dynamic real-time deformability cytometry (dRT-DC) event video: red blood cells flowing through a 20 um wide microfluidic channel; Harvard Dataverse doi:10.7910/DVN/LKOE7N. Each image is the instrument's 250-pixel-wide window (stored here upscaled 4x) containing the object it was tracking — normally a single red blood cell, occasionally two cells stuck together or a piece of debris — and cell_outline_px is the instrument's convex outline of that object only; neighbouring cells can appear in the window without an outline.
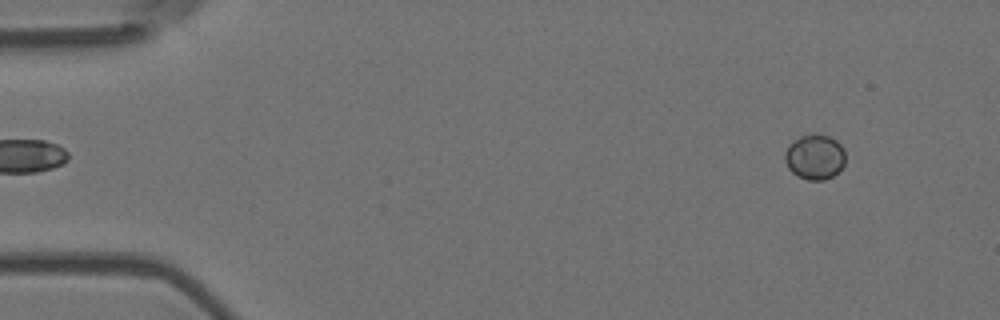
{"species": "Egyptian fruit bat (a non-hibernating species)", "species_latin": "Rousettus aegyptiacus", "temperature_condition": "room temperature", "stored_images_in_passage": 51, "camera_frame_rate_fps": 3000, "um_per_image_px": 0.085, "animal": {"sex": "female"}, "frame": {"image": 1, "passage_image": 1, "time_ms": 0.0, "image_size_px": [1000, 320], "cell_outline_px": [[844, 164], [832, 176], [824, 180], [808, 180], [792, 172], [788, 168], [784, 160], [784, 152], [788, 144], [792, 140], [800, 136], [812, 132], [816, 132], [828, 136], [836, 140], [844, 148]], "centroid_in_image_um": [69.22, 13.29], "position_along_channel_um": 15.8, "area_um2": 16.13}}
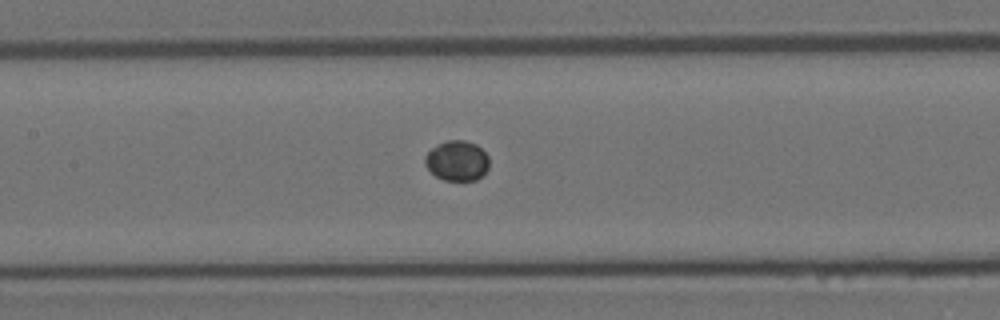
{"frame": {"image": 2, "passage_image": 22, "time_ms": 7.0, "image_size_px": [1000, 320], "cell_outline_px": [[488, 168], [476, 180], [444, 180], [436, 176], [424, 164], [424, 156], [432, 148], [448, 140], [464, 140], [476, 144], [488, 156]], "centroid_in_image_um": [38.83, 13.66], "position_along_channel_um": 168.6, "area_um2": 14.8}}
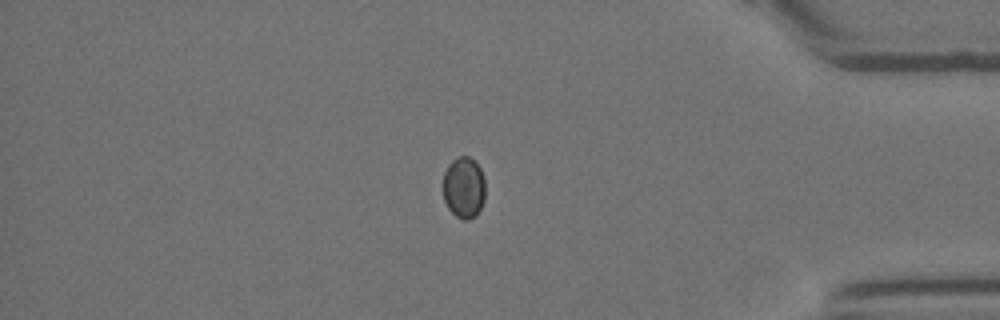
{"frame": {"image": 3, "passage_image": 43, "time_ms": 14.0, "image_size_px": [1000, 320], "cell_outline_px": [[484, 200], [476, 216], [468, 220], [464, 220], [456, 216], [448, 208], [444, 200], [444, 172], [448, 164], [456, 156], [468, 156], [480, 168], [484, 180]], "centroid_in_image_um": [39.42, 15.94], "position_along_channel_um": 395.8, "area_um2": 15.03}}